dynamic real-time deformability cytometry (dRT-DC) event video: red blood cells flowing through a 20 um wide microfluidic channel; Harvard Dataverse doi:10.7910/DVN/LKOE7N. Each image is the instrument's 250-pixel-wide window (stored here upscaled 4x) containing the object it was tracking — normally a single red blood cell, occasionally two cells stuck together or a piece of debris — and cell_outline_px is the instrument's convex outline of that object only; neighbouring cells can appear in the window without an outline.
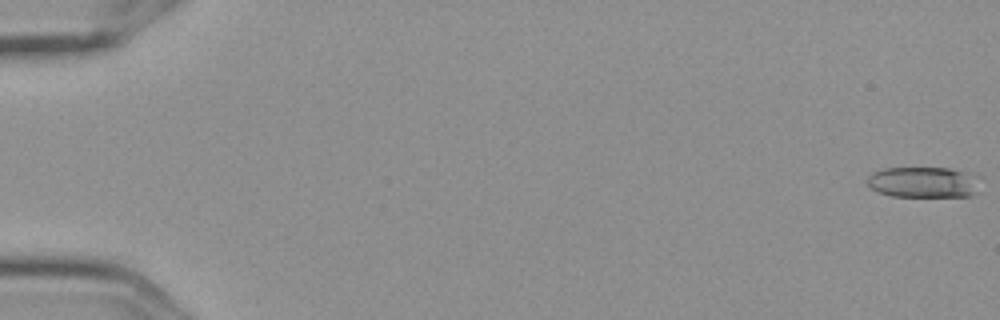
{"species": "Egyptian fruit bat (a non-hibernating species)", "species_latin": "Rousettus aegyptiacus", "temperature_condition": "cold", "stored_images_in_passage": 5, "camera_frame_rate_fps": 3000, "um_per_image_px": 0.085, "frame": {"image": 1, "passage_image": 1, "time_ms": 0.0, "image_size_px": [1000, 320], "cell_outline_px": [[980, 176], [976, 192], [972, 196], [892, 196], [876, 192], [868, 184], [868, 176], [872, 172], [884, 168], [948, 168], [968, 172]], "centroid_in_image_um": [78.51, 15.48], "position_along_channel_um": 6.5, "area_um2": 20.4}}
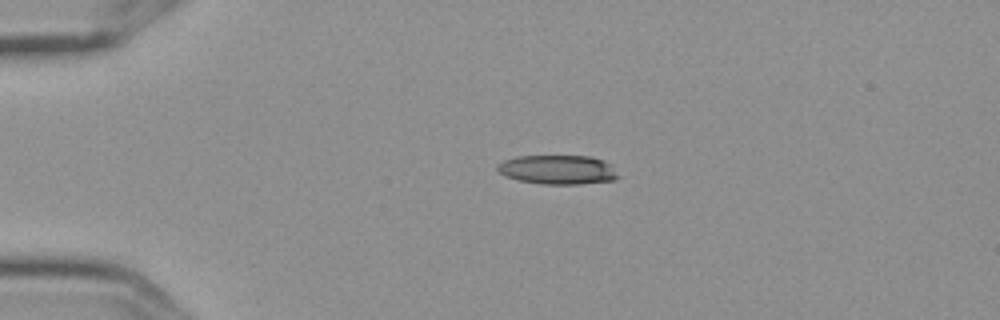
{"frame": {"image": 2, "passage_image": 4, "time_ms": 1.0, "image_size_px": [1000, 320], "cell_outline_px": [[620, 176], [612, 180], [580, 184], [540, 184], [520, 180], [508, 176], [500, 172], [496, 168], [496, 164], [504, 160], [516, 156], [592, 156], [604, 160]], "centroid_in_image_um": [47.4, 14.41], "position_along_channel_um": 37.6, "area_um2": 20.4}}